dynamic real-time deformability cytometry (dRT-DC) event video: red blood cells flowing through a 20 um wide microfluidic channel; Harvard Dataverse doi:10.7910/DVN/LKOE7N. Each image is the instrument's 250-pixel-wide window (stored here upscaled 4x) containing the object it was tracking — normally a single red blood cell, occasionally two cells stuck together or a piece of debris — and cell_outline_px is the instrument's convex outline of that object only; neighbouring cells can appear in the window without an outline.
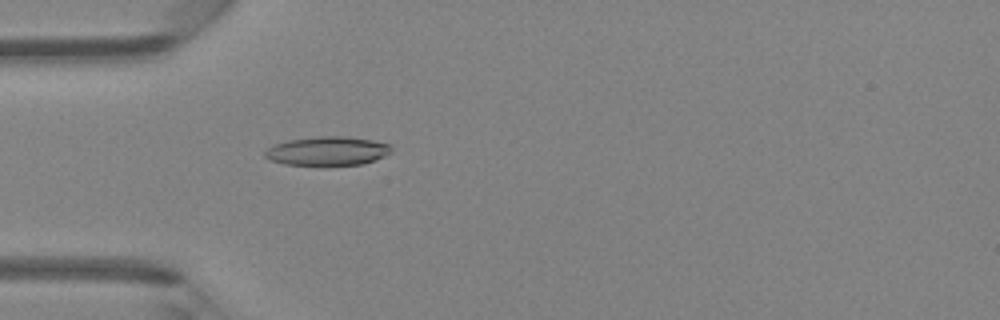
{"species": "Egyptian fruit bat (a non-hibernating species)", "species_latin": "Rousettus aegyptiacus", "temperature_condition": "room temperature", "stored_images_in_passage": 41, "camera_frame_rate_fps": 3000, "um_per_image_px": 0.085, "animal": {"sex": "female"}, "frame": {"image": 1, "passage_image": 9, "time_ms": 2.667, "image_size_px": [1000, 320], "cell_outline_px": [[392, 152], [384, 156], [360, 164], [284, 164], [272, 160], [264, 156], [264, 152], [272, 144], [288, 140], [320, 136], [344, 136], [372, 140], [392, 144]], "centroid_in_image_um": [27.84, 12.81], "position_along_channel_um": 57.2, "area_um2": 20.98}}
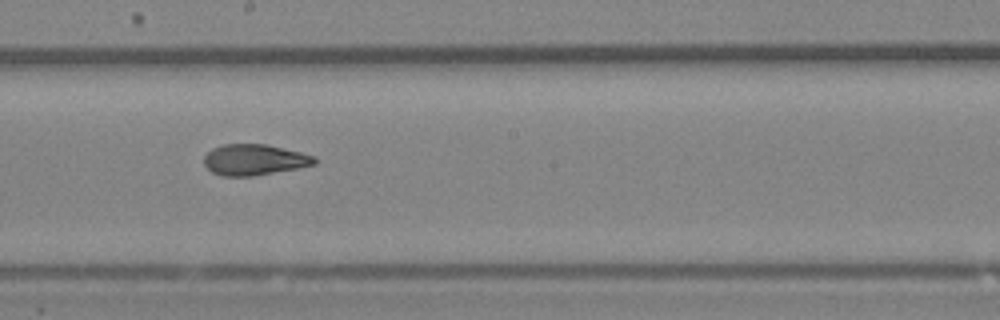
{"frame": {"image": 2, "passage_image": 21, "time_ms": 6.667, "image_size_px": [1000, 320], "cell_outline_px": [[316, 164], [300, 168], [252, 176], [220, 176], [212, 172], [204, 164], [204, 156], [212, 148], [224, 144], [264, 144], [300, 152], [316, 156]], "centroid_in_image_um": [21.62, 13.58], "position_along_channel_um": 226.6, "area_um2": 19.94}}
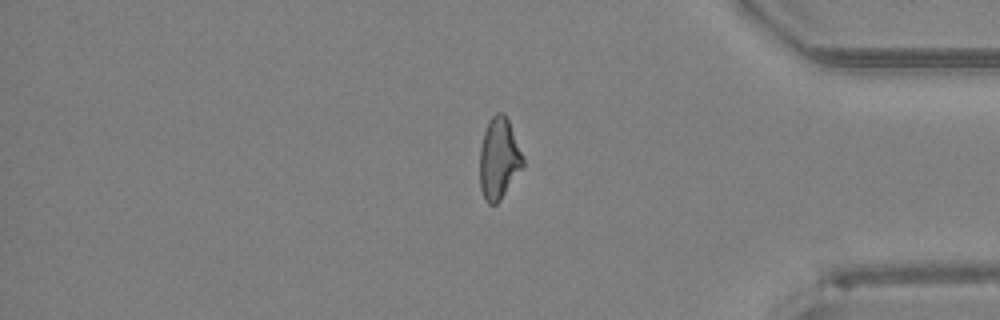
{"frame": {"image": 3, "passage_image": 34, "time_ms": 11.0, "image_size_px": [1000, 320], "cell_outline_px": [[524, 164], [500, 200], [496, 204], [488, 204], [484, 200], [480, 188], [480, 148], [484, 132], [488, 120], [496, 112], [504, 112], [508, 120], [524, 156]], "centroid_in_image_um": [42.39, 13.46], "position_along_channel_um": 392.8, "area_um2": 20.46}, "authors_computed_cell_mechanics": {"area_um2": 20.4034, "velocity_mm_per_s": 4.372, "shape_relaxation_time_tau1_ms": null, "shape_relaxation_time_tau2_ms": 1.4858, "deformation_change_tau1": null, "deformation_change_tau2": 0.0795}}